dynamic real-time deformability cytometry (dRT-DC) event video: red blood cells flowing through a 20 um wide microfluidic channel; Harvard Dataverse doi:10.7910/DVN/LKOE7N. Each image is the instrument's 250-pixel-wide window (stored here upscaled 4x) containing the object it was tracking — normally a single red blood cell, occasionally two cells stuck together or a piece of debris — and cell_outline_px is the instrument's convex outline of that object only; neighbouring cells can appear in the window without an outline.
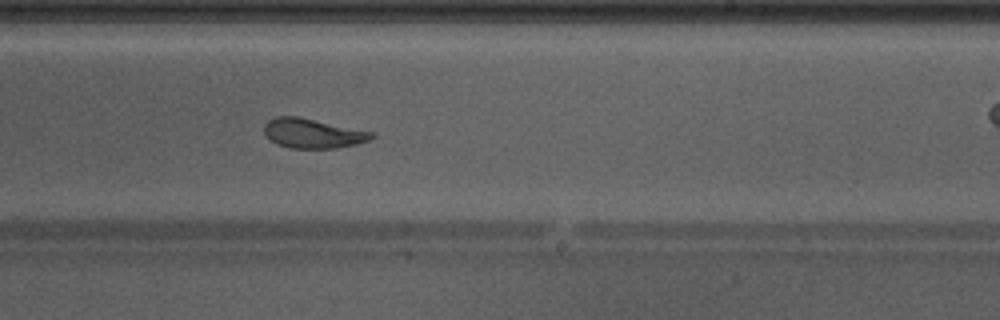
{"species": "Egyptian fruit bat (a non-hibernating species)", "species_latin": "Rousettus aegyptiacus", "temperature_condition": "warm", "stored_images_in_passage": 35, "camera_frame_rate_fps": 3000, "um_per_image_px": 0.085, "animal": {"sex": "male"}, "frame": {"image": 1, "passage_image": 16, "time_ms": 5.0, "image_size_px": [1000, 320], "cell_outline_px": [[376, 136], [368, 140], [356, 144], [336, 148], [288, 148], [276, 144], [264, 132], [264, 124], [268, 120], [276, 116], [296, 116], [376, 132]], "centroid_in_image_um": [26.6, 11.33], "position_along_channel_um": 262.4, "area_um2": 18.55}, "authors_computed_cell_mechanics": {"area_um2": 19.652, "velocity_mm_per_s": 4.2693, "shape_relaxation_time_tau1_ms": null, "shape_relaxation_time_tau2_ms": 1.5224, "deformation_change_tau1": null, "deformation_change_tau2": 0.081}}